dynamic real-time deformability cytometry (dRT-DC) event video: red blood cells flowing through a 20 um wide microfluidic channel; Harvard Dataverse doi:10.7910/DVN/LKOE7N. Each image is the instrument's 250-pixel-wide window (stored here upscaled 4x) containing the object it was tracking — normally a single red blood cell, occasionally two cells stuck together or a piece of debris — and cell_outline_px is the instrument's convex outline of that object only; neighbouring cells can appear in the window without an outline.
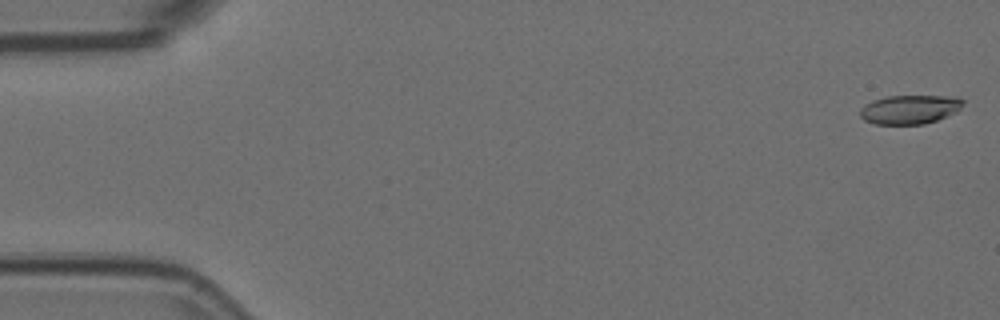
{"species": "Egyptian fruit bat (a non-hibernating species)", "species_latin": "Rousettus aegyptiacus", "temperature_condition": "room temperature", "stored_images_in_passage": 15, "camera_frame_rate_fps": 3000, "um_per_image_px": 0.085, "animal": {"sex": "female"}, "frame": {"image": 1, "passage_image": 1, "time_ms": 0.0, "image_size_px": [1000, 320], "cell_outline_px": [[964, 104], [956, 112], [948, 116], [924, 124], [876, 124], [864, 120], [860, 116], [860, 108], [872, 100], [888, 96], [952, 96], [964, 100]], "centroid_in_image_um": [77.33, 9.3], "position_along_channel_um": 7.7, "area_um2": 17.4}}
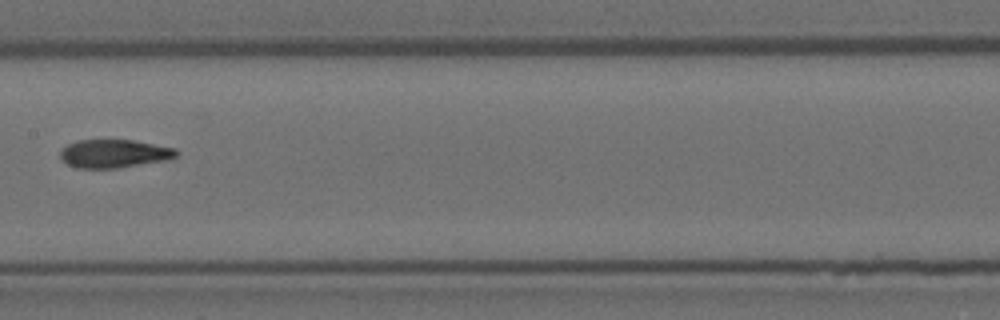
{"frame": {"image": 2, "passage_image": 8, "time_ms": 2.333, "image_size_px": [1000, 320], "cell_outline_px": [[180, 152], [176, 156], [160, 160], [116, 168], [76, 168], [68, 164], [60, 156], [60, 152], [68, 144], [76, 140], [132, 140], [176, 148]], "centroid_in_image_um": [9.67, 13.04], "position_along_channel_um": 197.7, "area_um2": 18.73}}
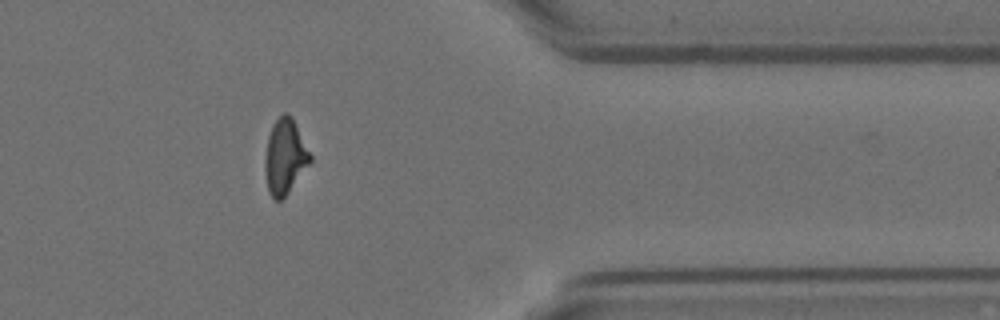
{"frame": {"image": 3, "passage_image": 13, "time_ms": 4.0, "image_size_px": [1000, 320], "cell_outline_px": [[312, 160], [288, 192], [280, 200], [276, 200], [268, 192], [264, 172], [264, 160], [268, 136], [272, 124], [284, 112], [288, 112], [292, 116], [312, 156]], "centroid_in_image_um": [24.2, 13.29], "position_along_channel_um": 387.2, "area_um2": 19.77}}